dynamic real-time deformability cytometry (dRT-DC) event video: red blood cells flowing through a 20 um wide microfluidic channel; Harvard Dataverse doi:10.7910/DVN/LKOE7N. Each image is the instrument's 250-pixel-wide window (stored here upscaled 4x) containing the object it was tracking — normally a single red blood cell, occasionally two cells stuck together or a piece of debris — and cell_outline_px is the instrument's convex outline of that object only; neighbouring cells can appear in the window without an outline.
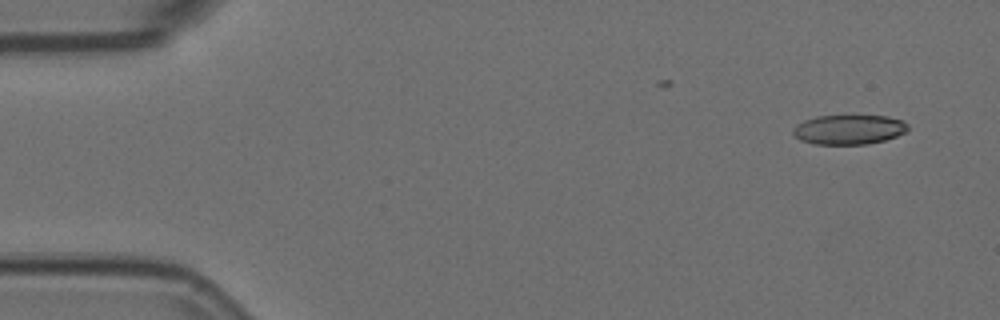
{"species": "Egyptian fruit bat (a non-hibernating species)", "species_latin": "Rousettus aegyptiacus", "temperature_condition": "room temperature", "stored_images_in_passage": 2, "camera_frame_rate_fps": 3000, "um_per_image_px": 0.085, "animal": {"sex": "female"}, "frame": {"image": 1, "passage_image": 1, "time_ms": 0.0, "image_size_px": [1000, 320], "cell_outline_px": [[908, 128], [904, 132], [896, 136], [884, 140], [868, 144], [812, 144], [800, 140], [792, 132], [792, 128], [796, 124], [804, 120], [816, 116], [888, 116], [904, 120], [908, 124]], "centroid_in_image_um": [72.14, 11.01], "position_along_channel_um": 12.9, "area_um2": 19.88}}